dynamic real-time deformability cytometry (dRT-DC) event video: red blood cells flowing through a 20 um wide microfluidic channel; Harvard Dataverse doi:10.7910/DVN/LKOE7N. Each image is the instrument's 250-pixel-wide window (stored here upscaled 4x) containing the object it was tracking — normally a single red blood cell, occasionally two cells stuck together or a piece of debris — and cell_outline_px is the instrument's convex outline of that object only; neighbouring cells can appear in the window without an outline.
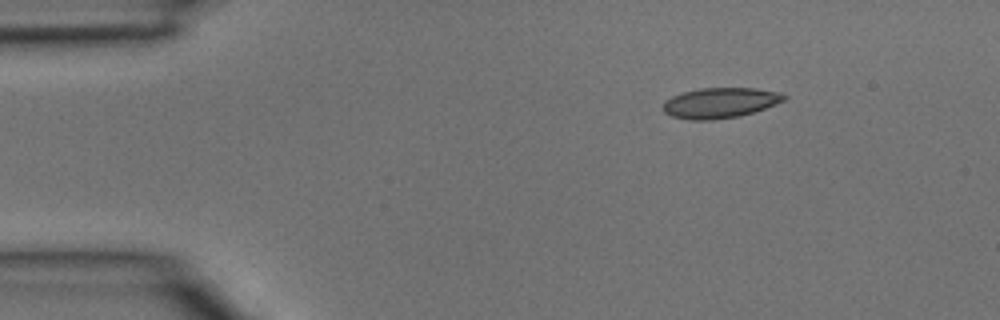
{"species": "common noctule bat (a hibernating species)", "species_latin": "Nyctalus noctula", "temperature_condition": "room temperature", "stored_images_in_passage": 4, "segment_of_instrument_passage": [2, 2], "camera_frame_rate_fps": 3000, "um_per_image_px": 0.085, "animal": {"sex": "male", "body_mass_g": 15.6}, "frame": {"image": 1, "passage_image": 4, "time_ms": 1.0, "image_size_px": [1000, 320], "cell_outline_px": [[788, 96], [784, 100], [764, 108], [740, 116], [712, 120], [692, 120], [672, 116], [664, 112], [664, 100], [672, 96], [684, 92], [700, 88], [756, 88], [780, 92]], "centroid_in_image_um": [61.2, 8.74], "position_along_channel_um": 23.8, "area_um2": 21.27}}